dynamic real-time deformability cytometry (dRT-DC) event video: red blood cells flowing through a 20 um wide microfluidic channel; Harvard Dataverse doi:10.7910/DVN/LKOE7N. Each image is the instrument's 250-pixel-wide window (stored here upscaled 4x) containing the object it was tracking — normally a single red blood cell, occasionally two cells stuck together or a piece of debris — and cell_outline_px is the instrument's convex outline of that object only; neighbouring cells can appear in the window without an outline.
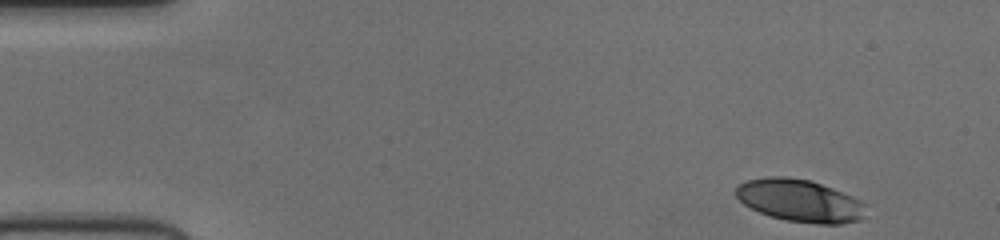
{"species": "human", "species_latin": "Homo sapiens", "temperature_condition": "cold", "stored_images_in_passage": 48, "camera_frame_rate_fps": 3000, "um_per_image_px": 0.085, "donor": {"sex": "female"}, "frame": {"image": 1, "passage_image": 1, "time_ms": 0.0, "image_size_px": [1000, 240], "cell_outline_px": [[864, 216], [860, 220], [840, 224], [816, 224], [784, 220], [760, 212], [744, 204], [736, 196], [736, 188], [740, 184], [748, 180], [764, 176], [788, 176], [812, 180], [852, 196], [860, 200], [864, 204]], "centroid_in_image_um": [67.98, 17.04], "position_along_channel_um": 17.0, "area_um2": 32.14}}
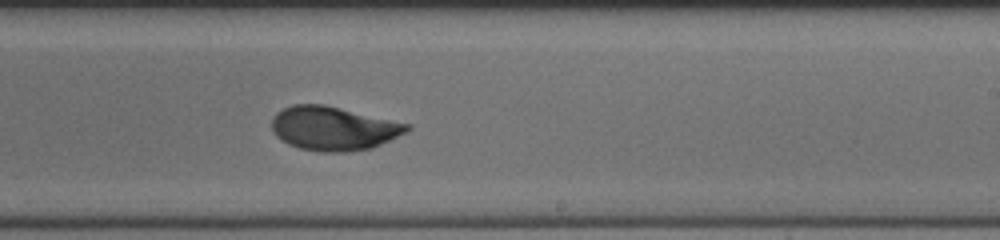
{"frame": {"image": 2, "passage_image": 28, "time_ms": 9.0, "image_size_px": [1000, 240], "cell_outline_px": [[412, 128], [408, 132], [372, 148], [344, 152], [320, 152], [300, 148], [288, 144], [280, 140], [272, 132], [272, 116], [276, 112], [292, 104], [324, 104], [412, 124]], "centroid_in_image_um": [28.35, 10.91], "position_along_channel_um": 260.6, "area_um2": 34.97}}
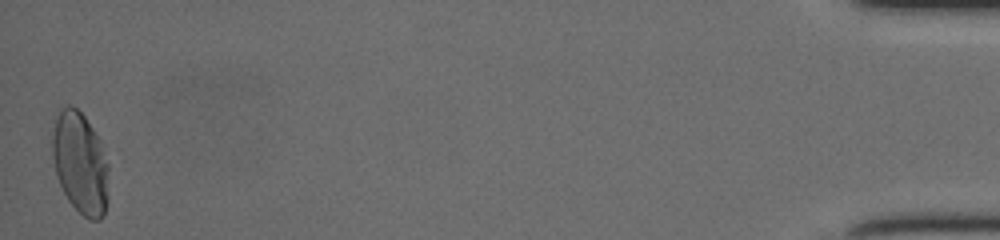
{"frame": {"image": 3, "passage_image": 48, "time_ms": 15.667, "image_size_px": [1000, 240], "cell_outline_px": [[108, 200], [104, 212], [100, 220], [88, 220], [68, 200], [56, 176], [52, 156], [52, 136], [56, 120], [60, 112], [68, 104], [72, 104], [84, 116], [100, 140], [108, 164]], "centroid_in_image_um": [6.83, 13.88], "position_along_channel_um": 428.4, "area_um2": 33.29}}